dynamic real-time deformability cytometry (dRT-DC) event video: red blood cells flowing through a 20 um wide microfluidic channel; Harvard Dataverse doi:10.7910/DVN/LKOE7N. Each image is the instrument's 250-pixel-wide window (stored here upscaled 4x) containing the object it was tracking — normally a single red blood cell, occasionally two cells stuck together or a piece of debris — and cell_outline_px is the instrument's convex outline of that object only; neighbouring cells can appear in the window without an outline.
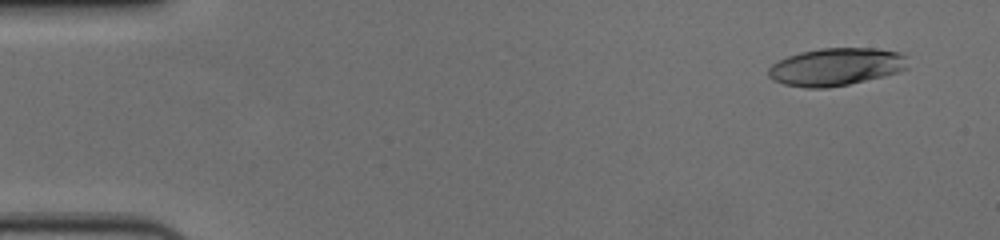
{"species": "human", "species_latin": "Homo sapiens", "temperature_condition": "cold", "stored_images_in_passage": 57, "camera_frame_rate_fps": 3000, "um_per_image_px": 0.085, "donor": {"sex": "female"}, "frame": {"image": 1, "passage_image": 4, "time_ms": 1.0, "image_size_px": [1000, 240], "cell_outline_px": [[908, 68], [884, 76], [848, 84], [828, 88], [804, 88], [784, 84], [772, 80], [768, 76], [768, 68], [772, 64], [788, 56], [800, 52], [820, 48], [876, 48], [900, 52], [908, 56]], "centroid_in_image_um": [71.07, 5.68], "position_along_channel_um": 13.9, "area_um2": 30.81}}
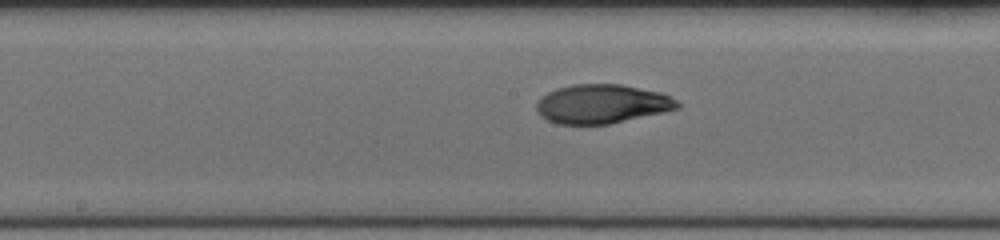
{"frame": {"image": 2, "passage_image": 30, "time_ms": 9.667, "image_size_px": [1000, 240], "cell_outline_px": [[680, 108], [664, 112], [608, 124], [556, 124], [540, 116], [536, 112], [536, 100], [548, 92], [556, 88], [572, 84], [620, 84], [660, 92], [672, 96], [680, 104]], "centroid_in_image_um": [51.14, 8.83], "position_along_channel_um": 197.1, "area_um2": 32.25}}
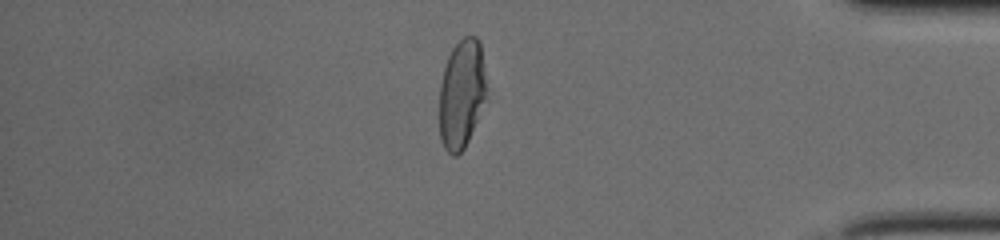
{"frame": {"image": 3, "passage_image": 49, "time_ms": 16.0, "image_size_px": [1000, 240], "cell_outline_px": [[484, 96], [476, 120], [468, 140], [464, 148], [456, 156], [452, 156], [444, 148], [440, 140], [440, 84], [444, 64], [452, 48], [464, 36], [476, 36], [480, 40], [484, 76]], "centroid_in_image_um": [39.18, 7.96], "position_along_channel_um": 396.0, "area_um2": 29.25}, "authors_computed_cell_mechanics": {"area_um2": 31.7322, "velocity_mm_per_s": 3.6351, "shape_relaxation_time_tau1_ms": 4.6912, "shape_relaxation_time_tau2_ms": 2.4788, "deformation_change_tau1": 0.2005, "deformation_change_tau2": 0.0743}}